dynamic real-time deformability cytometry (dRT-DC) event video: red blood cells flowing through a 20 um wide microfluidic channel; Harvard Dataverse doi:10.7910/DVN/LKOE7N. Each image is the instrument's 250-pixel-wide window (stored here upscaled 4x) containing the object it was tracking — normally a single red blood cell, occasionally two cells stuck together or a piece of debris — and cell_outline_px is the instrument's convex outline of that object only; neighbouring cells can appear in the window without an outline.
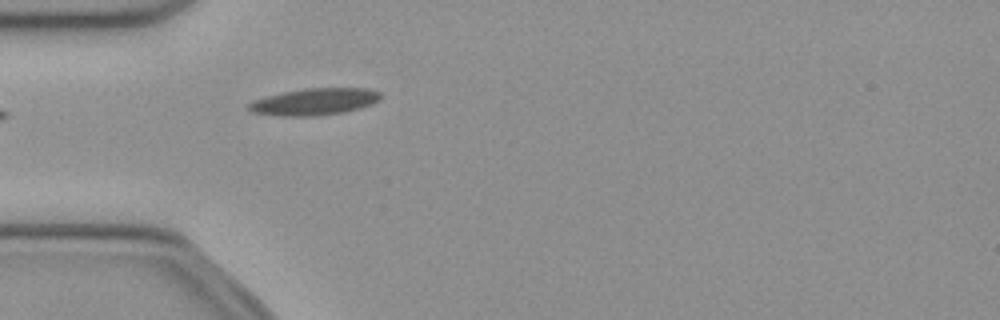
{"species": "common noctule bat (a hibernating species)", "species_latin": "Nyctalus noctula", "temperature_condition": "cold", "stored_images_in_passage": 37, "camera_frame_rate_fps": 3000, "um_per_image_px": 0.085, "animal": {"sex": "female", "body_mass_g": 21.9}, "frame": {"image": 1, "passage_image": 1, "time_ms": 0.0, "image_size_px": [1000, 320], "cell_outline_px": [[380, 100], [372, 104], [360, 108], [344, 112], [316, 116], [280, 116], [252, 112], [248, 108], [248, 104], [252, 100], [284, 92], [304, 88], [368, 88], [380, 92]], "centroid_in_image_um": [26.74, 8.64], "position_along_channel_um": 58.3, "area_um2": 20.63}}
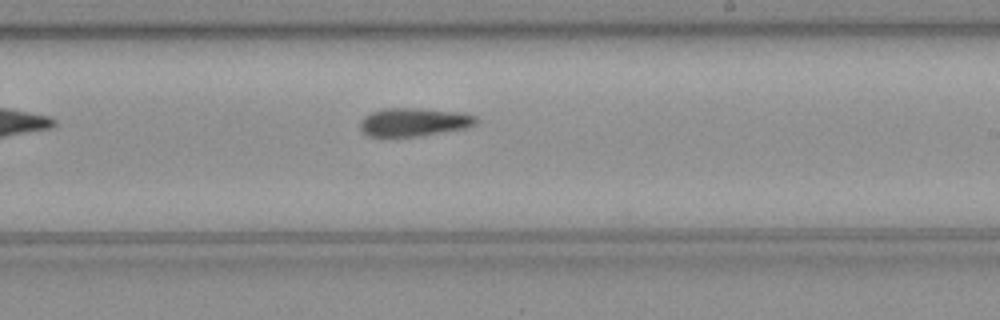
{"frame": {"image": 2, "passage_image": 16, "time_ms": 5.0, "image_size_px": [1000, 320], "cell_outline_px": [[476, 124], [464, 128], [420, 136], [368, 136], [360, 128], [360, 120], [364, 116], [372, 112], [384, 108], [420, 108], [464, 112], [476, 116]], "centroid_in_image_um": [35.18, 10.36], "position_along_channel_um": 253.8, "area_um2": 19.13}}
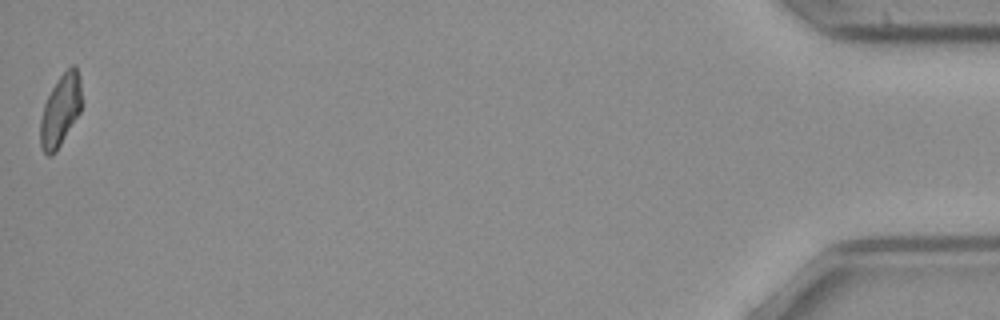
{"frame": {"image": 3, "passage_image": 37, "time_ms": 12.0, "image_size_px": [1000, 320], "cell_outline_px": [[80, 112], [56, 152], [52, 156], [48, 156], [44, 152], [40, 144], [40, 120], [44, 104], [52, 88], [60, 76], [72, 64], [76, 64], [80, 80]], "centroid_in_image_um": [5.12, 9.4], "position_along_channel_um": 430.1, "area_um2": 17.05}, "authors_computed_cell_mechanics": {"area_um2": 19.1318, "velocity_mm_per_s": 3.9781, "shape_relaxation_time_tau1_ms": null, "shape_relaxation_time_tau2_ms": 5.2037, "deformation_change_tau1": null, "deformation_change_tau2": 0.1598}}